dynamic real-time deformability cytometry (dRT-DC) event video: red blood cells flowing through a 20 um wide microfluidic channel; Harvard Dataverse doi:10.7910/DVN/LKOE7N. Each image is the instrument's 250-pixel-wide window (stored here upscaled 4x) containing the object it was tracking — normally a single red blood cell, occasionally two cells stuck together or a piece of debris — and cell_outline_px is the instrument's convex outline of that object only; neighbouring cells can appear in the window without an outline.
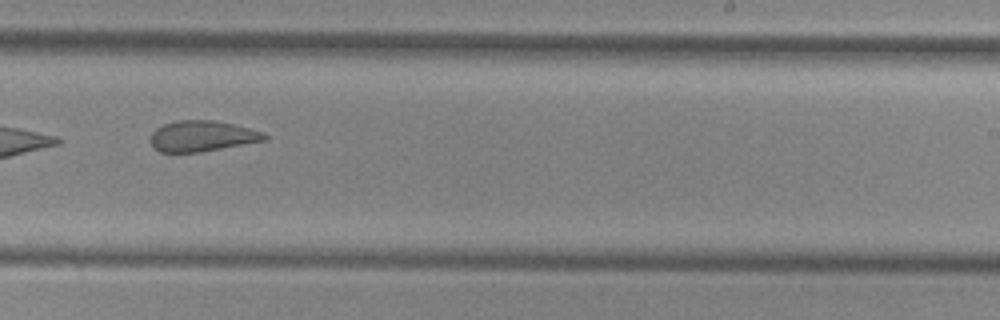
{"species": "common noctule bat (a hibernating species)", "species_latin": "Nyctalus noctula", "temperature_condition": "cold", "stored_images_in_passage": 10, "camera_frame_rate_fps": 3000, "um_per_image_px": 0.085, "animal": {"sex": "female", "body_mass_g": 29.2, "forearm_length_mm": 56.3}, "frame": {"image": 1, "passage_image": 9, "time_ms": 11.0, "image_size_px": [1000, 320], "cell_outline_px": [[268, 140], [200, 152], [160, 152], [152, 148], [152, 132], [156, 128], [164, 124], [176, 120], [212, 120], [236, 124], [264, 132], [268, 136]], "centroid_in_image_um": [17.21, 11.56], "position_along_channel_um": 271.8, "area_um2": 20.58}}
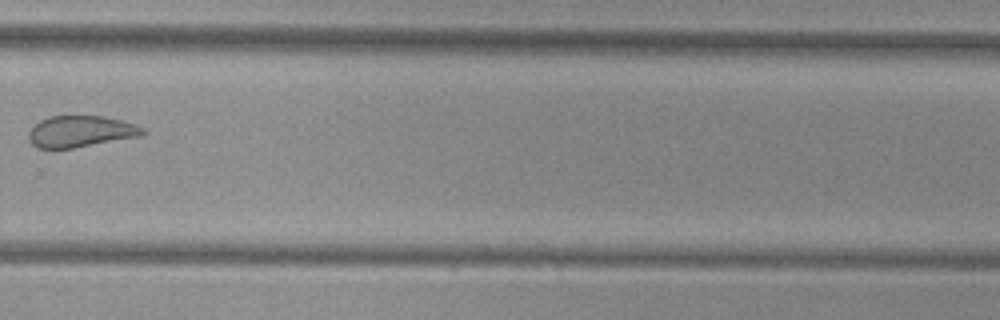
{"frame": {"image": 2, "passage_image": 10, "time_ms": 12.333, "image_size_px": [1000, 320], "cell_outline_px": [[144, 132], [140, 136], [72, 148], [36, 148], [32, 144], [28, 136], [28, 132], [40, 120], [48, 116], [104, 116], [120, 120], [144, 128]], "centroid_in_image_um": [6.81, 11.17], "position_along_channel_um": 323.0, "area_um2": 20.58}}